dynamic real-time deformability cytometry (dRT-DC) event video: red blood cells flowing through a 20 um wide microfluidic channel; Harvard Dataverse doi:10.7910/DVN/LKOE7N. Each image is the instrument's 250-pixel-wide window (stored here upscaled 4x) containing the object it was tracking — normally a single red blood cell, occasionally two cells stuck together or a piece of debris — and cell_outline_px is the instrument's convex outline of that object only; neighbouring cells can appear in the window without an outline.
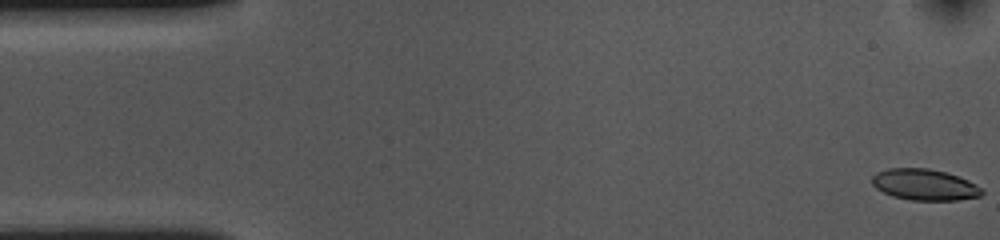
{"species": "common noctule bat (a hibernating species)", "species_latin": "Nyctalus noctula", "temperature_condition": "cold", "stored_images_in_passage": 55, "camera_frame_rate_fps": 3000, "um_per_image_px": 0.085, "animal": {"sex": "female", "body_mass_g": 10.0, "forearm_length_mm": 53.1}, "frame": {"image": 1, "passage_image": 1, "time_ms": 0.0, "image_size_px": [1000, 240], "cell_outline_px": [[984, 192], [980, 196], [956, 200], [912, 200], [892, 196], [876, 188], [872, 184], [872, 176], [876, 172], [888, 168], [928, 168], [948, 172], [968, 180], [980, 188]], "centroid_in_image_um": [78.56, 15.69], "position_along_channel_um": 6.4, "area_um2": 19.94}}
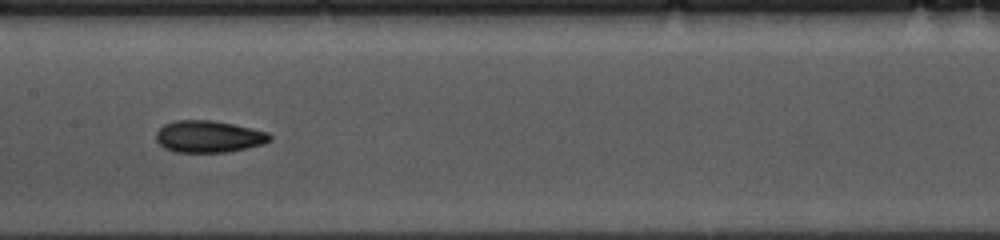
{"frame": {"image": 2, "passage_image": 26, "time_ms": 8.333, "image_size_px": [1000, 240], "cell_outline_px": [[272, 140], [264, 144], [228, 152], [176, 152], [164, 148], [156, 140], [156, 132], [164, 124], [176, 120], [212, 120], [252, 128], [268, 132], [272, 136]], "centroid_in_image_um": [17.75, 11.61], "position_along_channel_um": 189.6, "area_um2": 21.21}}
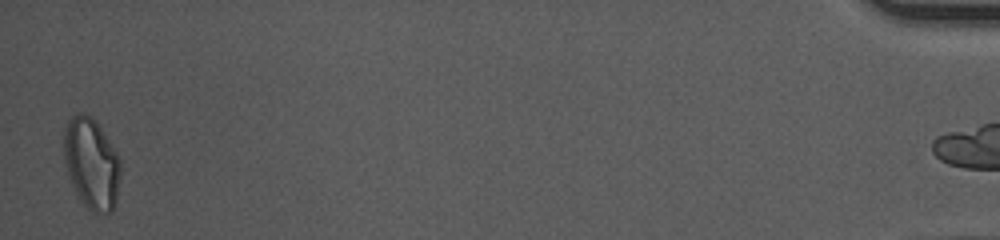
{"frame": {"image": 3, "passage_image": 54, "time_ms": 17.667, "image_size_px": [1000, 240], "cell_outline_px": [[120, 176], [116, 200], [112, 212], [92, 212], [80, 200], [68, 176], [64, 160], [64, 128], [68, 120], [76, 112], [80, 112], [92, 116], [120, 156]], "centroid_in_image_um": [7.77, 13.87], "position_along_channel_um": 427.4, "area_um2": 30.11}, "authors_computed_cell_mechanics": {"area_um2": 21.1548, "velocity_mm_per_s": 3.6072, "shape_relaxation_time_tau1_ms": 6.1076, "shape_relaxation_time_tau2_ms": 3.0871, "deformation_change_tau1": 0.1512, "deformation_change_tau2": 0.0943}}